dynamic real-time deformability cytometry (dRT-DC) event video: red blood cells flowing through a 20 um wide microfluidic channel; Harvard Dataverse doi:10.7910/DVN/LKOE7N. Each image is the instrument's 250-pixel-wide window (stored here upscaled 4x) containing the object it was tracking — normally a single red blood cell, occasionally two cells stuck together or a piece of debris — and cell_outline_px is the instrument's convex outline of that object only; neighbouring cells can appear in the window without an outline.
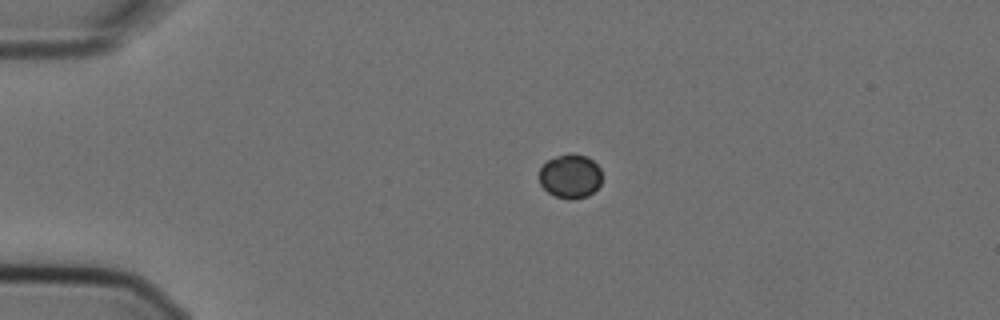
{"species": "Egyptian fruit bat (a non-hibernating species)", "species_latin": "Rousettus aegyptiacus", "temperature_condition": "cold", "stored_images_in_passage": 3, "camera_frame_rate_fps": 3000, "um_per_image_px": 0.085, "animal": {"sex": "female"}, "frame": {"image": 1, "passage_image": 1, "time_ms": 0.0, "image_size_px": [1000, 320], "cell_outline_px": [[600, 184], [588, 196], [572, 200], [568, 200], [556, 196], [548, 192], [540, 184], [540, 168], [548, 160], [556, 156], [588, 156], [600, 168]], "centroid_in_image_um": [48.46, 15.02], "position_along_channel_um": 36.5, "area_um2": 15.66}}
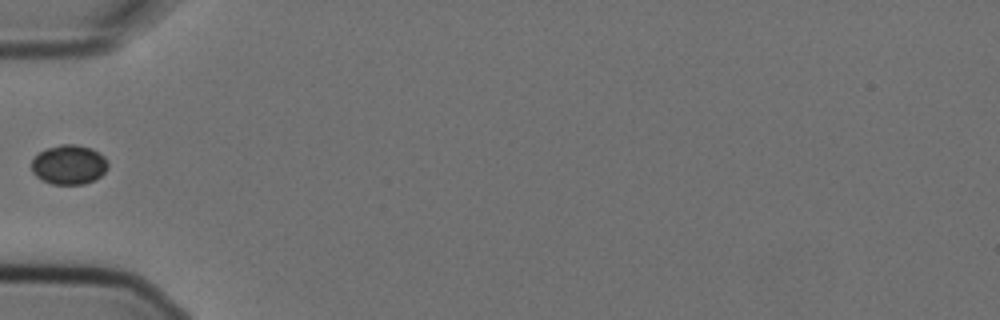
{"frame": {"image": 2, "passage_image": 3, "time_ms": 0.667, "image_size_px": [1000, 320], "cell_outline_px": [[108, 168], [100, 176], [84, 184], [52, 184], [36, 176], [32, 172], [32, 160], [40, 152], [48, 148], [60, 144], [72, 144], [92, 148], [104, 156], [108, 164]], "centroid_in_image_um": [5.87, 13.99], "position_along_channel_um": 79.1, "area_um2": 17.4}}